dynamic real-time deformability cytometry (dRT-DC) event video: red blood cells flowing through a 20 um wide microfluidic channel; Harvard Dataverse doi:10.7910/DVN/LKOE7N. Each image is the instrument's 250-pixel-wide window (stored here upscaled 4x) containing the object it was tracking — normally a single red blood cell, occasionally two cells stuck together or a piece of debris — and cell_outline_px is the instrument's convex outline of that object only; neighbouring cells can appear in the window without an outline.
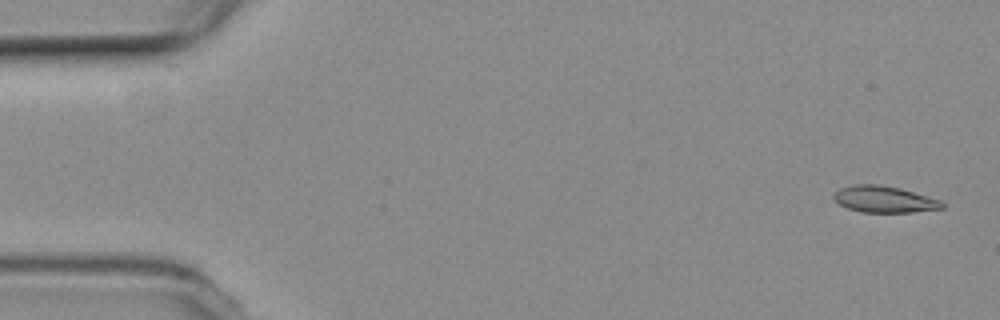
{"species": "common noctule bat (a hibernating species)", "species_latin": "Nyctalus noctula", "temperature_condition": "room temperature", "stored_images_in_passage": 54, "camera_frame_rate_fps": 3000, "um_per_image_px": 0.085, "animal": {"sex": "female", "body_mass_g": 19.3, "forearm_length_mm": 54.1}, "frame": {"image": 1, "passage_image": 1, "time_ms": 0.0, "image_size_px": [1000, 320], "cell_outline_px": [[944, 208], [912, 212], [860, 212], [848, 208], [840, 204], [832, 196], [840, 188], [856, 184], [876, 184], [900, 188], [940, 200], [944, 204]], "centroid_in_image_um": [75.16, 16.94], "position_along_channel_um": 9.8, "area_um2": 16.53}}
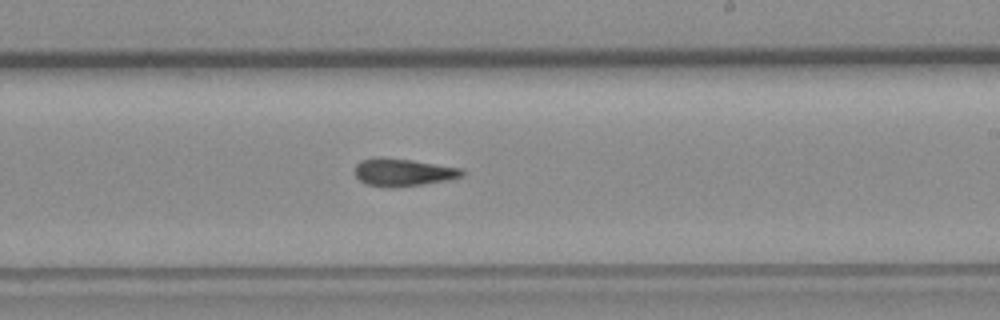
{"frame": {"image": 2, "passage_image": 31, "time_ms": 10.0, "image_size_px": [1000, 320], "cell_outline_px": [[464, 176], [448, 180], [424, 184], [392, 188], [388, 188], [364, 184], [352, 172], [356, 164], [360, 160], [376, 156], [380, 156], [412, 160], [460, 168], [464, 172]], "centroid_in_image_um": [34.19, 14.64], "position_along_channel_um": 254.8, "area_um2": 17.63}}
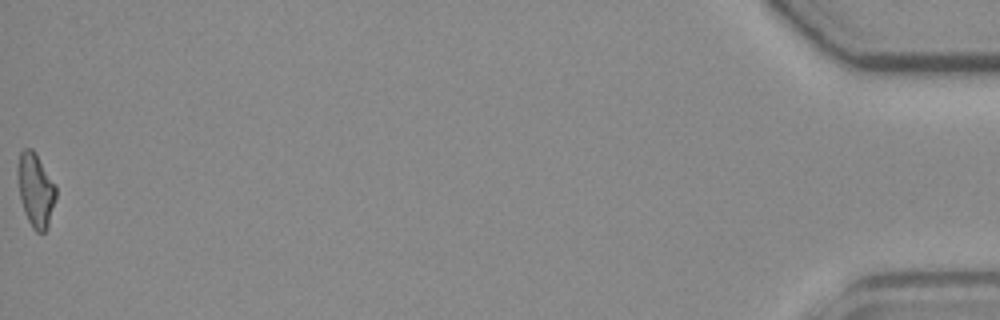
{"frame": {"image": 3, "passage_image": 54, "time_ms": 17.667, "image_size_px": [1000, 320], "cell_outline_px": [[56, 196], [48, 228], [44, 232], [36, 232], [32, 228], [24, 212], [20, 196], [16, 172], [16, 168], [20, 152], [24, 148], [32, 148], [36, 152], [56, 184]], "centroid_in_image_um": [3.03, 16.11], "position_along_channel_um": 432.2, "area_um2": 16.76}, "authors_computed_cell_mechanics": {"area_um2": 17.0221, "velocity_mm_per_s": 3.7404, "shape_relaxation_time_tau1_ms": null, "shape_relaxation_time_tau2_ms": 7.534, "deformation_change_tau1": null, "deformation_change_tau2": 0.1849}}